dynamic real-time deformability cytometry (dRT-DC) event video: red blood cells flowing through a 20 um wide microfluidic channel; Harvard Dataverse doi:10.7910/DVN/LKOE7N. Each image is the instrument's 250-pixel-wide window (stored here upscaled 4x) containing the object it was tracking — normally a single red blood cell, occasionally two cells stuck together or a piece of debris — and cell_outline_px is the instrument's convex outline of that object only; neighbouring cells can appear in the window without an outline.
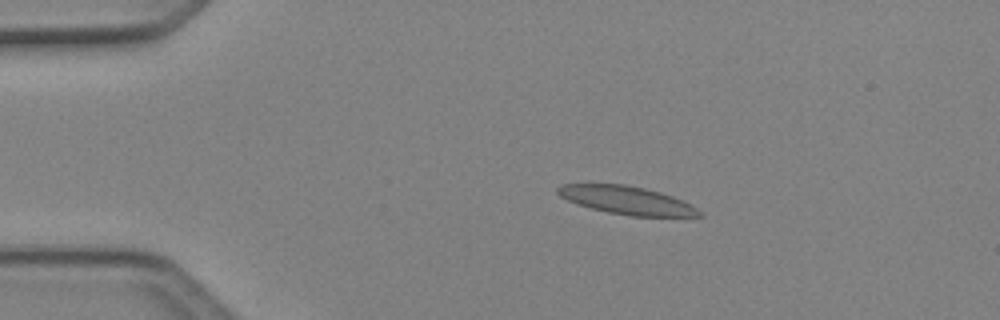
{"species": "Egyptian fruit bat (a non-hibernating species)", "species_latin": "Rousettus aegyptiacus", "temperature_condition": "cold", "stored_images_in_passage": 4, "camera_frame_rate_fps": 3000, "um_per_image_px": 0.085, "animal": {"sex": "female"}, "frame": {"image": 1, "passage_image": 3, "time_ms": 0.667, "image_size_px": [1000, 320], "cell_outline_px": [[704, 216], [632, 216], [608, 212], [576, 204], [560, 196], [556, 192], [556, 188], [564, 184], [624, 184], [644, 188], [660, 192], [672, 196], [696, 208]], "centroid_in_image_um": [53.23, 17.01], "position_along_channel_um": 31.8, "area_um2": 22.83}}